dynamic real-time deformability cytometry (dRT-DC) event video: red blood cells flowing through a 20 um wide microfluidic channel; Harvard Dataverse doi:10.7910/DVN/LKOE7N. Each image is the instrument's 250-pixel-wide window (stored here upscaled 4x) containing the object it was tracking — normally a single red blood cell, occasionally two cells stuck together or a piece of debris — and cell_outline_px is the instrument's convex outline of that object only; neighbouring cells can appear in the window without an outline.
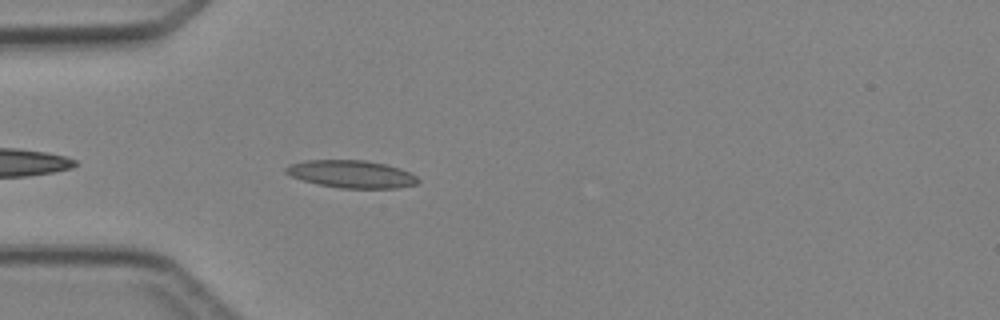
{"species": "Egyptian fruit bat (a non-hibernating species)", "species_latin": "Rousettus aegyptiacus", "temperature_condition": "cold", "stored_images_in_passage": 4, "camera_frame_rate_fps": 3000, "um_per_image_px": 0.085, "animal": {"sex": "female"}, "frame": {"image": 1, "passage_image": 4, "time_ms": 3.667, "image_size_px": [1000, 320], "cell_outline_px": [[420, 180], [416, 184], [400, 188], [340, 188], [316, 184], [292, 176], [284, 172], [284, 168], [292, 164], [308, 160], [364, 160], [384, 164], [400, 168], [416, 176]], "centroid_in_image_um": [29.89, 14.8], "position_along_channel_um": 55.1, "area_um2": 21.1}}